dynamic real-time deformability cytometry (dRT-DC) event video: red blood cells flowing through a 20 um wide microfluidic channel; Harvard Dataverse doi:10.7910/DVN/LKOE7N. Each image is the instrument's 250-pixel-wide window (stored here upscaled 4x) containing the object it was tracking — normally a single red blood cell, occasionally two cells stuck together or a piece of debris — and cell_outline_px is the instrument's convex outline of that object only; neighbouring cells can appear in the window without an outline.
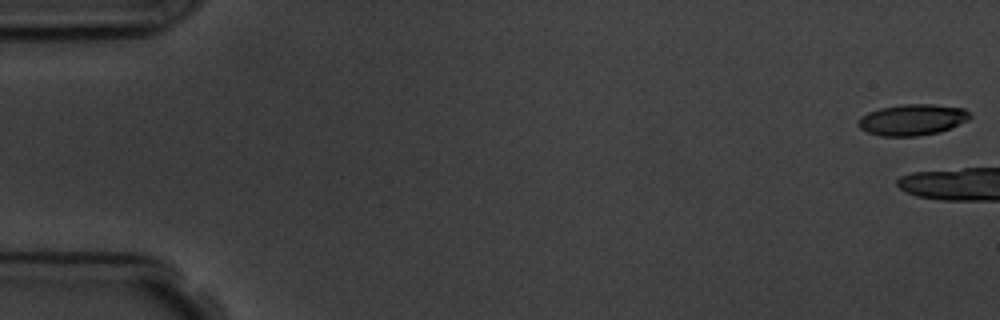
{"species": "common noctule bat (a hibernating species)", "species_latin": "Nyctalus noctula", "temperature_condition": "room temperature", "stored_images_in_passage": 4, "camera_frame_rate_fps": 3000, "um_per_image_px": 0.085, "animal": {"sex": "male", "body_mass_g": 19.5, "forearm_length_mm": 54.6}, "frame": {"image": 1, "passage_image": 1, "time_ms": 0.0, "image_size_px": [1000, 320], "cell_outline_px": [[972, 116], [968, 120], [940, 132], [916, 136], [880, 136], [868, 132], [860, 128], [856, 124], [860, 116], [868, 112], [880, 108], [904, 104], [932, 104], [964, 108]], "centroid_in_image_um": [77.53, 10.17], "position_along_channel_um": 7.5, "area_um2": 20.29}}